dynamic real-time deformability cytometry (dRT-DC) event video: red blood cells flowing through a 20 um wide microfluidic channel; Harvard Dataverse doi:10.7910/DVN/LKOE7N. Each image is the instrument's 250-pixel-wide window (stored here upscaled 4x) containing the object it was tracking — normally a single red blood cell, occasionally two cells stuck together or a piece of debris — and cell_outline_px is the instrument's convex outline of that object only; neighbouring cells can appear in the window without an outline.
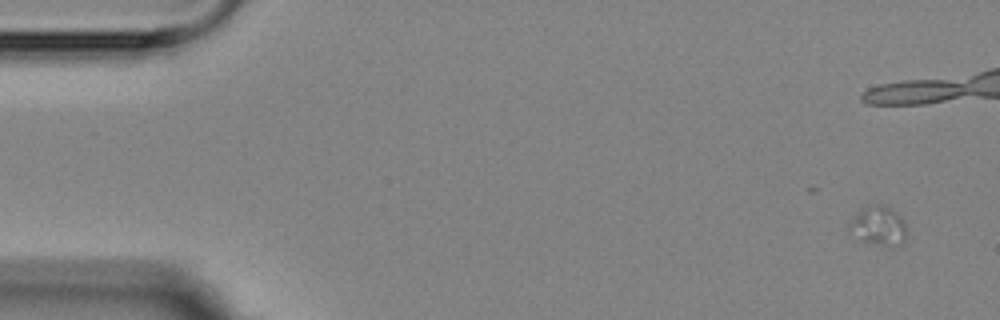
{"species": "Egyptian fruit bat (a non-hibernating species)", "species_latin": "Rousettus aegyptiacus", "temperature_condition": "room temperature", "stored_images_in_passage": 3, "camera_frame_rate_fps": 3000, "um_per_image_px": 0.085, "animal": {"sex": "female"}, "frame": {"image": 1, "passage_image": 1, "time_ms": 0.0, "image_size_px": [1000, 320], "cell_outline_px": [[904, 240], [900, 244], [892, 248], [860, 240], [848, 228], [848, 224], [864, 208], [876, 204], [884, 204], [900, 216], [904, 220]], "centroid_in_image_um": [74.69, 19.22], "position_along_channel_um": 10.3, "area_um2": 12.72}}